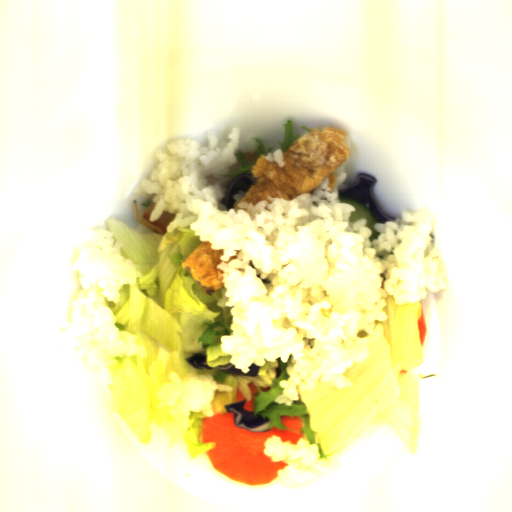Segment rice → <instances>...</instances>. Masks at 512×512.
<instances>
[{"label":"rice","mask_w":512,"mask_h":512,"mask_svg":"<svg viewBox=\"0 0 512 512\" xmlns=\"http://www.w3.org/2000/svg\"><path fill=\"white\" fill-rule=\"evenodd\" d=\"M205 135L208 146L184 137L156 151L153 171L129 200L154 194L149 221L169 212L168 232L189 226L199 242L223 251L216 266L232 323L220 350L244 373L285 363L277 404L289 406L321 383L349 387L347 370L370 356L376 322L388 319L387 298L421 302L427 289L447 287L432 213L403 209L395 221L375 223L380 235L370 241L368 219L351 222L355 207L340 202L344 164L332 191L327 176L310 193L243 202L235 212L221 203L218 182L238 161L240 129Z\"/></svg>","instance_id":"1"},{"label":"rice","mask_w":512,"mask_h":512,"mask_svg":"<svg viewBox=\"0 0 512 512\" xmlns=\"http://www.w3.org/2000/svg\"><path fill=\"white\" fill-rule=\"evenodd\" d=\"M169 378V382L160 384L157 397L160 405L168 407L172 416L170 421L162 424L174 446L190 431V414L202 413L204 418H211L214 415L212 400L217 392L229 393L233 387L217 382L209 373H188L180 377L172 371Z\"/></svg>","instance_id":"2"},{"label":"rice","mask_w":512,"mask_h":512,"mask_svg":"<svg viewBox=\"0 0 512 512\" xmlns=\"http://www.w3.org/2000/svg\"><path fill=\"white\" fill-rule=\"evenodd\" d=\"M264 454L273 462H284V468L277 471L282 484L296 486L330 470V463L320 458L321 452L317 444L309 440L298 439L297 444L290 441L282 442L278 436H271L264 444Z\"/></svg>","instance_id":"3"},{"label":"rice","mask_w":512,"mask_h":512,"mask_svg":"<svg viewBox=\"0 0 512 512\" xmlns=\"http://www.w3.org/2000/svg\"><path fill=\"white\" fill-rule=\"evenodd\" d=\"M266 160L269 162H277L279 168H284L285 162H283V151L282 149H278L273 152H268L266 155Z\"/></svg>","instance_id":"4"}]
</instances>
